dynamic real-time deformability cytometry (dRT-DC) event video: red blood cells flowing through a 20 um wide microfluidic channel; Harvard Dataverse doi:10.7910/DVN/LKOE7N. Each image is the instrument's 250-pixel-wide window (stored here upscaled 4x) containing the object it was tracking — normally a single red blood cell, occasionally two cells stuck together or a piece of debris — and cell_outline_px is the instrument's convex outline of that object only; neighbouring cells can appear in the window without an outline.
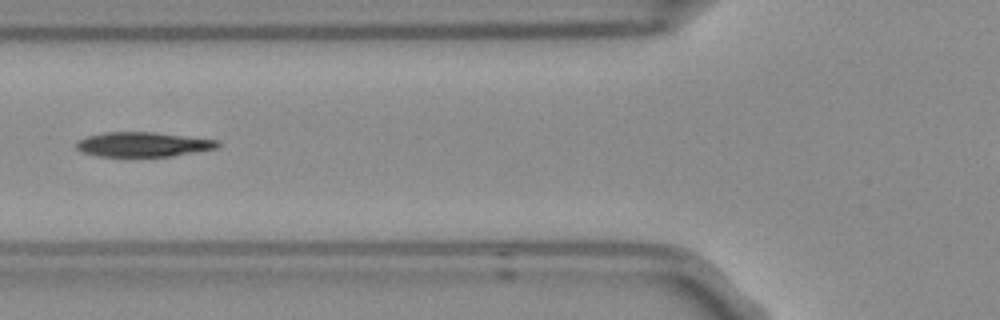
{"species": "Egyptian fruit bat (a non-hibernating species)", "species_latin": "Rousettus aegyptiacus", "temperature_condition": "room temperature", "stored_images_in_passage": 5, "camera_frame_rate_fps": 3000, "um_per_image_px": 0.085, "frame": {"image": 1, "passage_image": 5, "time_ms": 1.333, "image_size_px": [1000, 320], "cell_outline_px": [[220, 144], [216, 148], [172, 156], [96, 156], [84, 152], [76, 148], [76, 140], [88, 136], [104, 132], [152, 132], [216, 140]], "centroid_in_image_um": [12.1, 12.27], "position_along_channel_um": 113.7, "area_um2": 20.0}}